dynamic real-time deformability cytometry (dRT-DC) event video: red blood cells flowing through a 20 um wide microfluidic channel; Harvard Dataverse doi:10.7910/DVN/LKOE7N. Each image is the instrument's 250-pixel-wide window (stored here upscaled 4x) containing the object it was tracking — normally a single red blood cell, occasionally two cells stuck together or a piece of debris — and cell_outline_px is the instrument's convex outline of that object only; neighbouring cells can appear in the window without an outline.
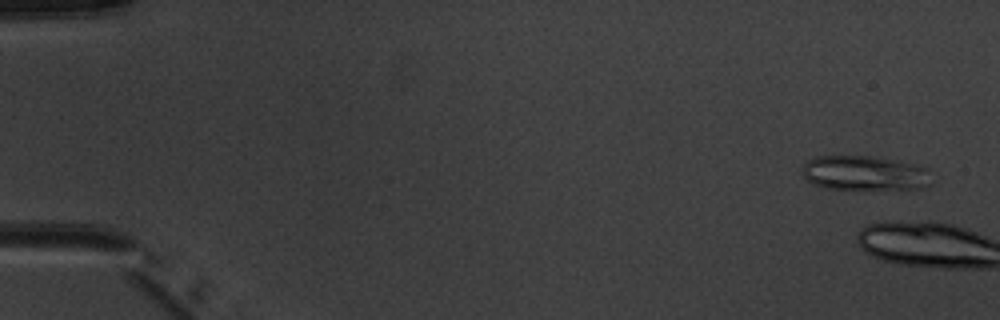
{"species": "common noctule bat (a hibernating species)", "species_latin": "Nyctalus noctula", "temperature_condition": "warm", "stored_images_in_passage": 2, "camera_frame_rate_fps": 3000, "um_per_image_px": 0.085, "animal": {"sex": "male", "body_mass_g": 20.1, "forearm_length_mm": 53.5}, "frame": {"image": 1, "passage_image": 1, "time_ms": 0.0, "image_size_px": [1000, 320], "cell_outline_px": [[932, 184], [924, 188], [828, 188], [812, 184], [800, 172], [804, 164], [808, 160], [816, 156], [868, 156], [928, 168]], "centroid_in_image_um": [73.44, 14.71], "position_along_channel_um": 11.6, "area_um2": 25.49}}